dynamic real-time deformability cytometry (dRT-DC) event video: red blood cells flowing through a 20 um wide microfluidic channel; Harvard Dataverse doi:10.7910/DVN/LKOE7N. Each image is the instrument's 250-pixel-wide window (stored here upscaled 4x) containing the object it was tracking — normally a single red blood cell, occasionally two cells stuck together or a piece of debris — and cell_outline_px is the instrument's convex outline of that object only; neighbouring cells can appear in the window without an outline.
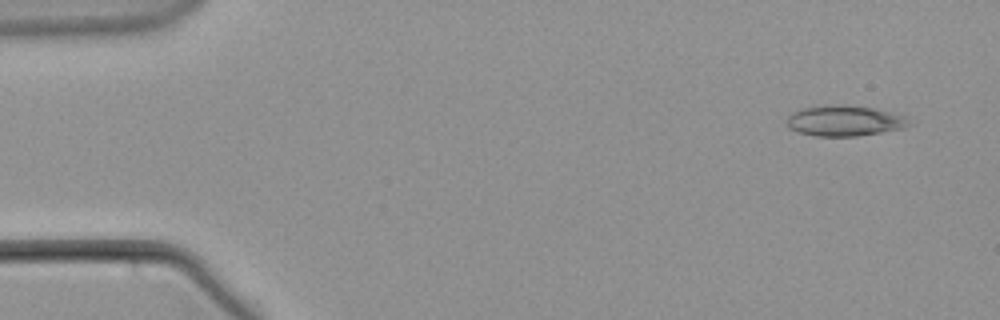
{"species": "common noctule bat (a hibernating species)", "species_latin": "Nyctalus noctula", "temperature_condition": "warm", "stored_images_in_passage": 56, "camera_frame_rate_fps": 3000, "um_per_image_px": 0.085, "animal": {"sex": "male", "body_mass_g": 21.5, "forearm_length_mm": 52.0}, "frame": {"image": 1, "passage_image": 3, "time_ms": 0.667, "image_size_px": [1000, 320], "cell_outline_px": [[912, 124], [904, 128], [856, 136], [816, 136], [800, 132], [788, 128], [788, 116], [792, 112], [804, 108], [824, 104], [832, 104], [872, 108], [908, 116]], "centroid_in_image_um": [71.81, 10.26], "position_along_channel_um": 13.2, "area_um2": 21.73}}
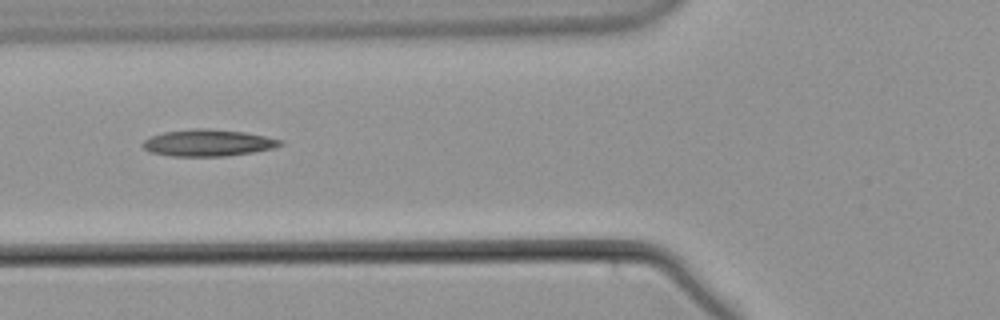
{"frame": {"image": 2, "passage_image": 21, "time_ms": 6.667, "image_size_px": [1000, 320], "cell_outline_px": [[284, 144], [272, 148], [252, 152], [228, 156], [172, 156], [152, 152], [144, 148], [140, 144], [144, 140], [152, 136], [164, 132], [196, 128], [208, 128], [244, 132], [284, 140]], "centroid_in_image_um": [17.69, 12.14], "position_along_channel_um": 108.1, "area_um2": 21.33}}
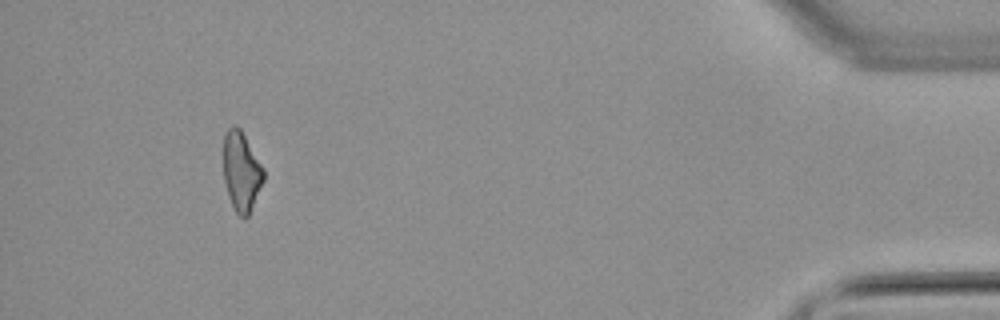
{"frame": {"image": 3, "passage_image": 52, "time_ms": 17.0, "image_size_px": [1000, 320], "cell_outline_px": [[264, 180], [248, 216], [244, 220], [236, 212], [228, 196], [224, 180], [224, 136], [228, 128], [232, 124], [236, 124], [240, 128], [264, 168]], "centroid_in_image_um": [20.52, 14.56], "position_along_channel_um": 414.7, "area_um2": 18.55}}